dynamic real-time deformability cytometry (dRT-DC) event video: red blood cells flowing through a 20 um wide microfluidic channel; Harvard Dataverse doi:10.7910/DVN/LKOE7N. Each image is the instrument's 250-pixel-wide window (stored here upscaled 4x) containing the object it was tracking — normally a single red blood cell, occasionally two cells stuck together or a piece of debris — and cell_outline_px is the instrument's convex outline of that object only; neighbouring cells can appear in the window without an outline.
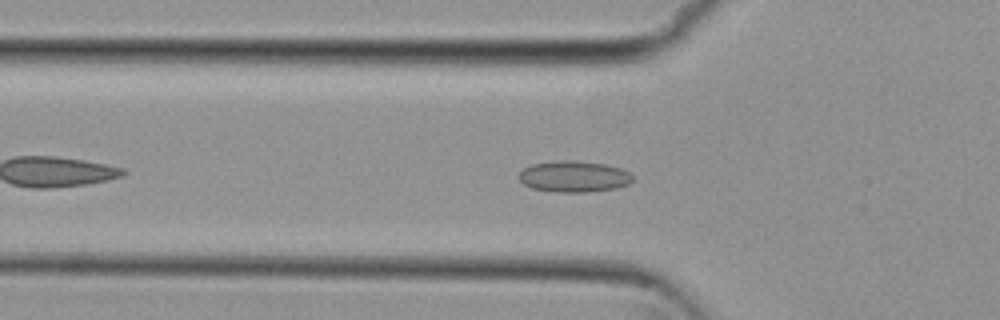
{"species": "common noctule bat (a hibernating species)", "species_latin": "Nyctalus noctula", "temperature_condition": "cold", "stored_images_in_passage": 44, "camera_frame_rate_fps": 3000, "um_per_image_px": 0.085, "animal": {"sex": "female", "body_mass_g": 29.2, "forearm_length_mm": 56.3}, "frame": {"image": 1, "passage_image": 8, "time_ms": 2.333, "image_size_px": [1000, 320], "cell_outline_px": [[632, 180], [628, 184], [616, 188], [588, 192], [552, 192], [532, 188], [524, 184], [516, 176], [524, 168], [532, 164], [556, 160], [572, 160], [604, 164], [620, 168], [628, 172], [632, 176]], "centroid_in_image_um": [48.74, 15.0], "position_along_channel_um": 77.1, "area_um2": 20.75}}
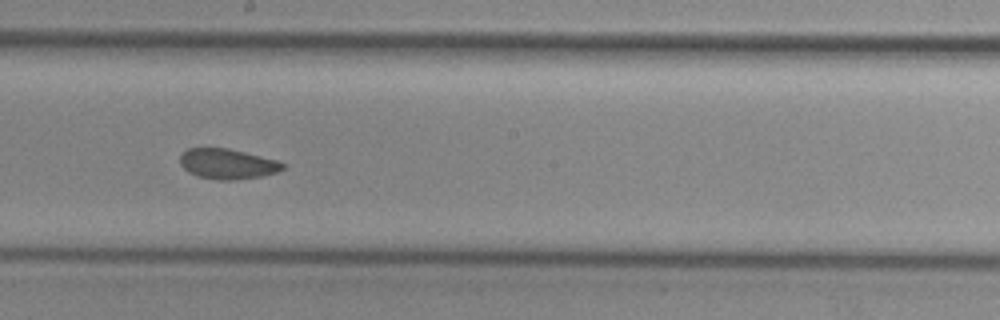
{"frame": {"image": 2, "passage_image": 20, "time_ms": 6.333, "image_size_px": [1000, 320], "cell_outline_px": [[288, 164], [284, 168], [276, 172], [260, 176], [236, 180], [220, 180], [196, 176], [188, 172], [180, 164], [180, 156], [188, 148], [228, 148], [276, 160]], "centroid_in_image_um": [19.33, 13.93], "position_along_channel_um": 228.9, "area_um2": 18.03}}
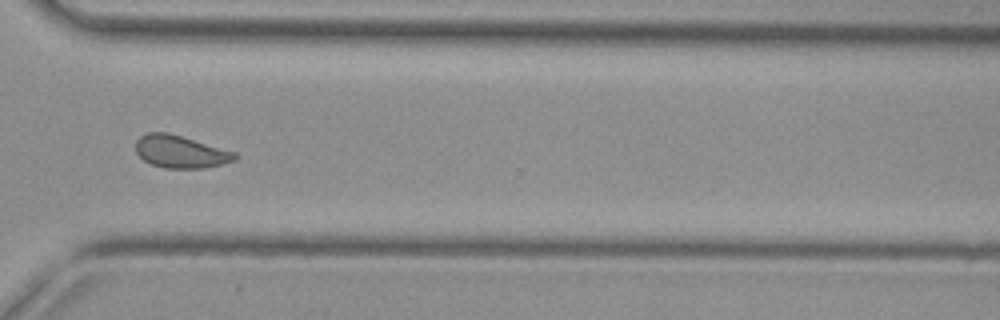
{"frame": {"image": 3, "passage_image": 30, "time_ms": 9.667, "image_size_px": [1000, 320], "cell_outline_px": [[240, 156], [236, 160], [204, 168], [164, 168], [152, 164], [144, 160], [136, 152], [136, 140], [140, 136], [148, 132], [168, 132], [236, 152]], "centroid_in_image_um": [15.35, 12.89], "position_along_channel_um": 355.2, "area_um2": 18.79}, "authors_computed_cell_mechanics": {"area_um2": 18.7561, "velocity_mm_per_s": 3.7871, "shape_relaxation_time_tau1_ms": null, "shape_relaxation_time_tau2_ms": 1.638, "deformation_change_tau1": null, "deformation_change_tau2": 0.0705}}